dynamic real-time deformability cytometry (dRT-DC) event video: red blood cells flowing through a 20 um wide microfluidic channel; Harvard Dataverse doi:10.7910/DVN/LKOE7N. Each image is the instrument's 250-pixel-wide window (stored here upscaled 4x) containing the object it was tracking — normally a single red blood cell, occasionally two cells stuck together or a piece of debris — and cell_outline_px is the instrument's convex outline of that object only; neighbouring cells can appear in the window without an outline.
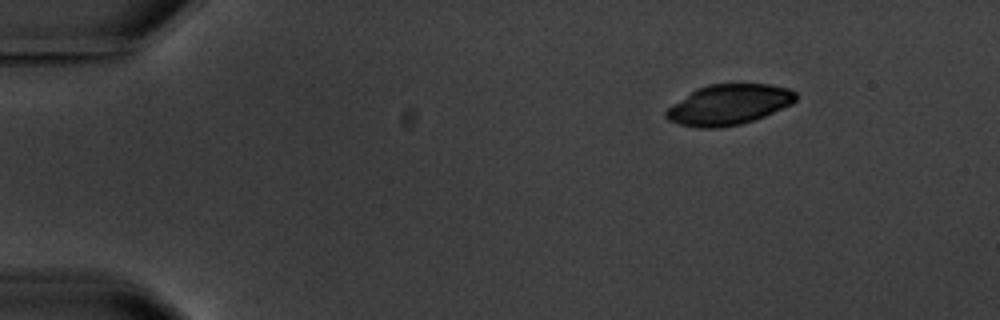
{"species": "common noctule bat (a hibernating species)", "species_latin": "Nyctalus noctula", "temperature_condition": "warm", "stored_images_in_passage": 4, "camera_frame_rate_fps": 3000, "um_per_image_px": 0.085, "animal": {"sex": "male", "body_mass_g": 20.1, "forearm_length_mm": 53.5}, "frame": {"image": 1, "passage_image": 1, "time_ms": 0.0, "image_size_px": [1000, 320], "cell_outline_px": [[796, 100], [792, 104], [764, 116], [740, 124], [720, 128], [700, 128], [680, 124], [668, 120], [664, 116], [664, 112], [672, 104], [696, 88], [708, 84], [772, 84], [788, 88], [796, 92]], "centroid_in_image_um": [61.93, 8.89], "position_along_channel_um": 23.1, "area_um2": 30.58}}